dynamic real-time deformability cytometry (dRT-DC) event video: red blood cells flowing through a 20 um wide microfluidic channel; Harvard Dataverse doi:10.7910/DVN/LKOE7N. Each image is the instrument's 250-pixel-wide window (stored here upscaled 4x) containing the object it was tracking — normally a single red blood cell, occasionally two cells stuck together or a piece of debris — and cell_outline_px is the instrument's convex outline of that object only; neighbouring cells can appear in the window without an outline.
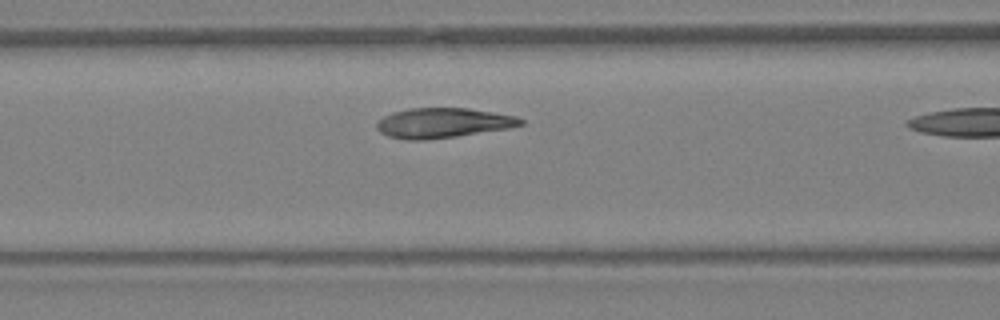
{"species": "Egyptian fruit bat (a non-hibernating species)", "species_latin": "Rousettus aegyptiacus", "temperature_condition": "warm", "stored_images_in_passage": 7, "camera_frame_rate_fps": 3000, "um_per_image_px": 0.085, "animal": {"sex": "female"}, "frame": {"image": 1, "passage_image": 6, "time_ms": 1.667, "image_size_px": [1000, 320], "cell_outline_px": [[524, 124], [508, 128], [456, 136], [424, 140], [408, 140], [388, 136], [380, 132], [376, 128], [376, 124], [384, 116], [392, 112], [408, 108], [468, 108], [516, 116], [524, 120]], "centroid_in_image_um": [37.63, 10.44], "position_along_channel_um": 129.0, "area_um2": 24.97}}